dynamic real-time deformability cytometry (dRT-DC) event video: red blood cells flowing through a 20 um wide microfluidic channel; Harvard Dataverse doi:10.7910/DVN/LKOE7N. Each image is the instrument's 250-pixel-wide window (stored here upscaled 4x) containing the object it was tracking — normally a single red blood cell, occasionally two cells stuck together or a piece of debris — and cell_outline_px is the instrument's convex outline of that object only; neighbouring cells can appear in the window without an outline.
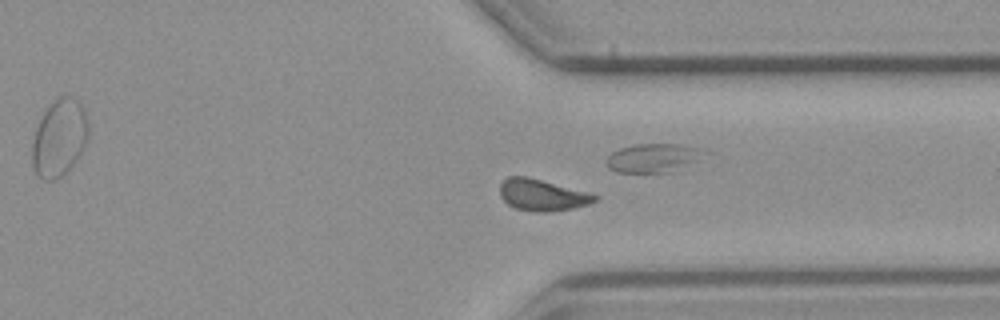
{"species": "common noctule bat (a hibernating species)", "species_latin": "Nyctalus noctula", "temperature_condition": "cold", "stored_images_in_passage": 39, "camera_frame_rate_fps": 3000, "um_per_image_px": 0.085, "animal": {"sex": "male", "body_mass_g": 23.1, "forearm_length_mm": 52.7}, "frame": {"image": 1, "passage_image": 25, "time_ms": 8.0, "image_size_px": [1000, 320], "cell_outline_px": [[600, 196], [596, 200], [588, 204], [572, 208], [548, 212], [536, 212], [516, 208], [508, 204], [500, 196], [500, 184], [508, 176], [528, 176], [588, 192]], "centroid_in_image_um": [46.08, 16.56], "position_along_channel_um": 365.3, "area_um2": 17.4}}
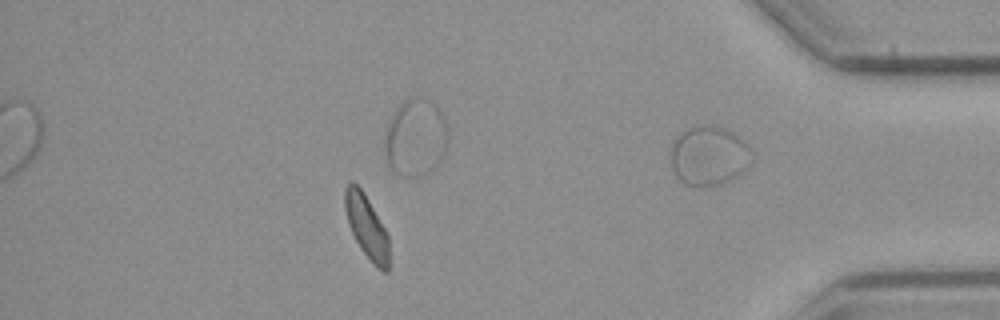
{"frame": {"image": 2, "passage_image": 32, "time_ms": 10.333, "image_size_px": [1000, 320], "cell_outline_px": [[388, 272], [384, 272], [372, 264], [360, 248], [348, 224], [344, 208], [344, 188], [352, 180], [364, 192], [384, 228], [388, 236]], "centroid_in_image_um": [31.13, 19.25], "position_along_channel_um": 404.1, "area_um2": 16.18}}